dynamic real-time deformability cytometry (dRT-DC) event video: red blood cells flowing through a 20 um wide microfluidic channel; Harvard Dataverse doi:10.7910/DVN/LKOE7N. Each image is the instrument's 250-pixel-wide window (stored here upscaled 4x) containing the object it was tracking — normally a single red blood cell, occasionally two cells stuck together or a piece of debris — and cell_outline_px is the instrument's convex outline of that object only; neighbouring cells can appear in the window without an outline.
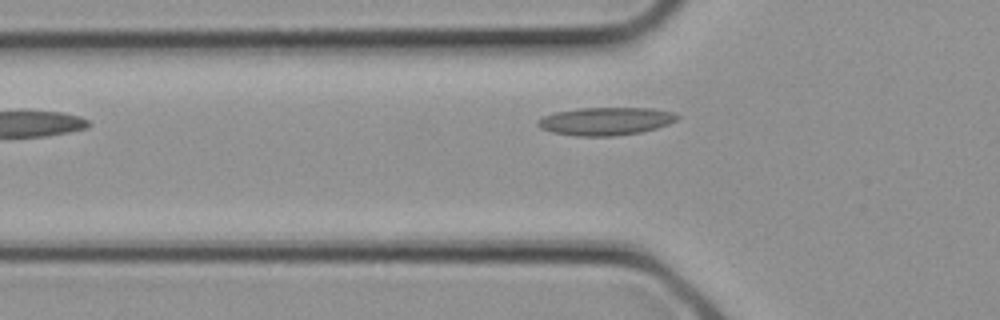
{"species": "common noctule bat (a hibernating species)", "species_latin": "Nyctalus noctula", "temperature_condition": "cold", "stored_images_in_passage": 7, "camera_frame_rate_fps": 3000, "um_per_image_px": 0.085, "animal": {"sex": "female", "body_mass_g": 21.9}, "frame": {"image": 1, "passage_image": 7, "time_ms": 2.0, "image_size_px": [1000, 320], "cell_outline_px": [[680, 116], [676, 120], [668, 124], [656, 128], [640, 132], [612, 136], [576, 136], [552, 132], [540, 128], [536, 124], [536, 120], [544, 116], [556, 112], [576, 108], [652, 108], [676, 112]], "centroid_in_image_um": [51.48, 10.29], "position_along_channel_um": 74.3, "area_um2": 22.77}}